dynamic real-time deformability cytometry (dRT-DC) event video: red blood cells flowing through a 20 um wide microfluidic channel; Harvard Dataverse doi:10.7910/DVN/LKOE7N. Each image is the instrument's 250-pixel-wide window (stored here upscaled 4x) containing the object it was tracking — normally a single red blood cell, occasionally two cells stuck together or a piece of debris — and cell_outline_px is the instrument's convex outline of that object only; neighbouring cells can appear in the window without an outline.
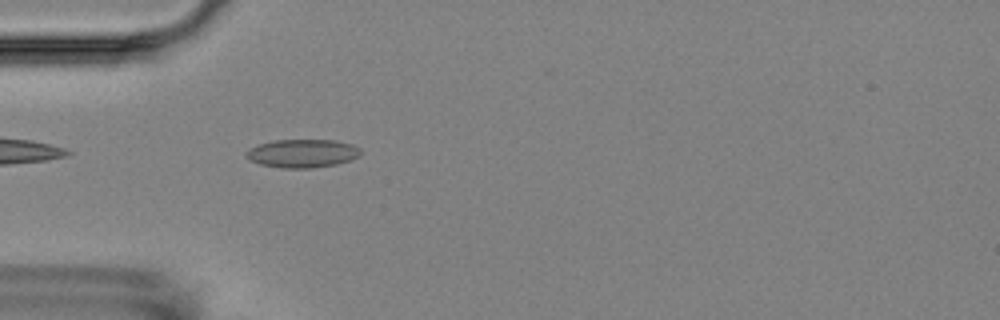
{"species": "Egyptian fruit bat (a non-hibernating species)", "species_latin": "Rousettus aegyptiacus", "temperature_condition": "room temperature", "stored_images_in_passage": 5, "camera_frame_rate_fps": 3000, "um_per_image_px": 0.085, "animal": {"sex": "female"}, "frame": {"image": 1, "passage_image": 5, "time_ms": 5.333, "image_size_px": [1000, 320], "cell_outline_px": [[360, 156], [352, 160], [336, 164], [312, 168], [284, 168], [260, 164], [252, 160], [244, 152], [248, 148], [272, 140], [336, 140], [352, 144], [360, 148]], "centroid_in_image_um": [25.73, 13.03], "position_along_channel_um": 59.3, "area_um2": 18.9}}